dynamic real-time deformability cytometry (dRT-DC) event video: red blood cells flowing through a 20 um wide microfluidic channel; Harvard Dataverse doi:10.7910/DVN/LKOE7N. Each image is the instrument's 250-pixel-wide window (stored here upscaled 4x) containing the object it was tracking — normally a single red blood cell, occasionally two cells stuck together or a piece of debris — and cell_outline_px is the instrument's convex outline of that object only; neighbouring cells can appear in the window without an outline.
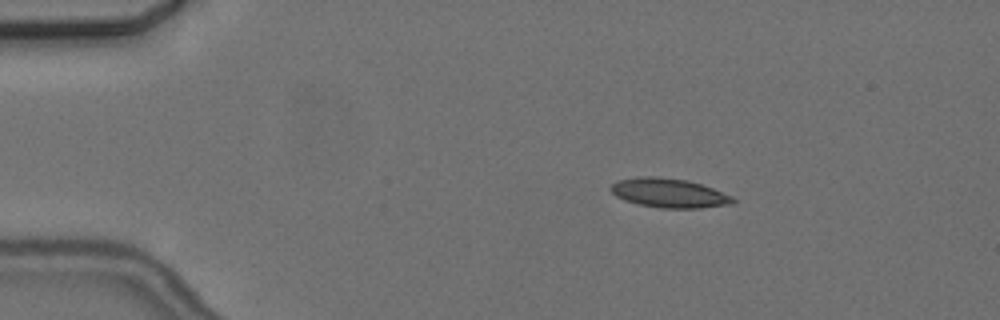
{"species": "common noctule bat (a hibernating species)", "species_latin": "Nyctalus noctula", "temperature_condition": "cold", "stored_images_in_passage": 3, "camera_frame_rate_fps": 3000, "um_per_image_px": 0.085, "animal": {"sex": "female", "body_mass_g": 24.6, "forearm_length_mm": 56.2}, "frame": {"image": 1, "passage_image": 1, "time_ms": 0.0, "image_size_px": [1000, 320], "cell_outline_px": [[736, 200], [732, 204], [700, 208], [660, 208], [640, 204], [624, 200], [616, 196], [608, 188], [616, 180], [636, 176], [656, 176], [688, 180], [712, 188], [732, 196]], "centroid_in_image_um": [56.83, 16.39], "position_along_channel_um": 28.2, "area_um2": 20.92}}